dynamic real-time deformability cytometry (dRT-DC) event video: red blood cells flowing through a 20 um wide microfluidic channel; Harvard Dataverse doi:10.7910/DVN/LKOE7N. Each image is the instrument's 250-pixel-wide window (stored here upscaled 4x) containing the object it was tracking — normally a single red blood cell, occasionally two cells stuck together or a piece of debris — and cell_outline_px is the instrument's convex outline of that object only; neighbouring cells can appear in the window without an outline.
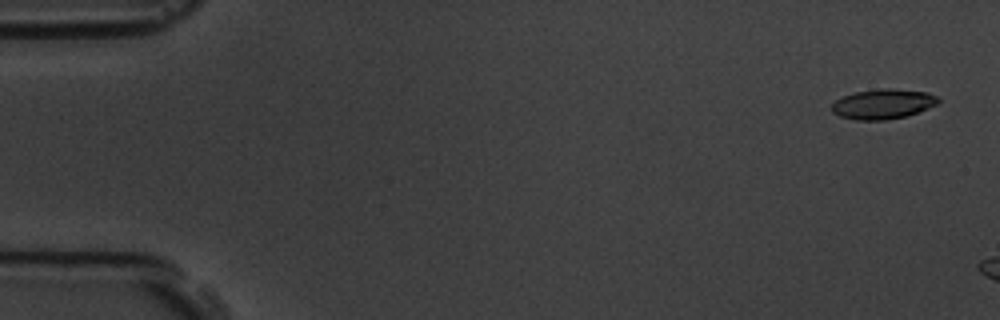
{"species": "common noctule bat (a hibernating species)", "species_latin": "Nyctalus noctula", "temperature_condition": "room temperature", "stored_images_in_passage": 3, "camera_frame_rate_fps": 3000, "um_per_image_px": 0.085, "animal": {"sex": "male", "body_mass_g": 19.5, "forearm_length_mm": 54.6}, "frame": {"image": 1, "passage_image": 1, "time_ms": 0.0, "image_size_px": [1000, 320], "cell_outline_px": [[940, 100], [936, 104], [928, 108], [904, 116], [888, 120], [856, 120], [840, 116], [832, 112], [832, 104], [836, 100], [844, 96], [856, 92], [884, 88], [892, 88], [928, 92], [936, 96]], "centroid_in_image_um": [75.05, 8.84], "position_along_channel_um": 10.0, "area_um2": 18.38}}